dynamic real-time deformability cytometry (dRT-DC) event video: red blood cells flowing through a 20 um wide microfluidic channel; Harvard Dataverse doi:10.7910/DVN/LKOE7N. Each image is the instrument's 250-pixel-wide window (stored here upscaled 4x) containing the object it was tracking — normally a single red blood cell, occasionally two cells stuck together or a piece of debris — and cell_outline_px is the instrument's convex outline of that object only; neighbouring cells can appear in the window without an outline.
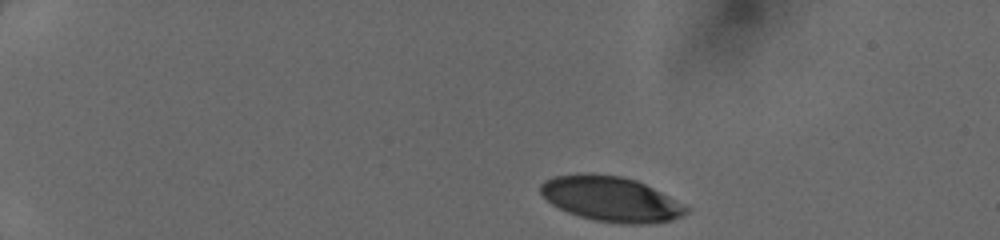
{"species": "human", "species_latin": "Homo sapiens", "temperature_condition": "cold", "stored_images_in_passage": 36, "camera_frame_rate_fps": 3000, "um_per_image_px": 0.085, "donor": {"sex": "female"}, "frame": {"image": 1, "passage_image": 1, "time_ms": 0.0, "image_size_px": [1000, 240], "cell_outline_px": [[692, 208], [688, 212], [672, 220], [644, 224], [620, 224], [592, 220], [568, 212], [552, 204], [540, 192], [540, 184], [544, 180], [552, 176], [588, 172], [592, 172], [620, 176], [636, 180]], "centroid_in_image_um": [51.91, 16.9], "position_along_channel_um": 33.1, "area_um2": 38.32}}
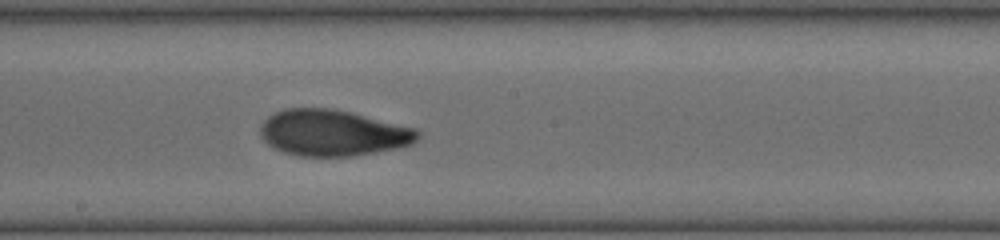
{"frame": {"image": 2, "passage_image": 21, "time_ms": 6.667, "image_size_px": [1000, 240], "cell_outline_px": [[420, 136], [412, 144], [400, 148], [352, 156], [296, 156], [272, 148], [260, 136], [260, 128], [264, 120], [272, 112], [284, 108], [332, 108], [352, 112], [416, 128], [420, 132]], "centroid_in_image_um": [28.28, 11.29], "position_along_channel_um": 219.9, "area_um2": 42.83}}
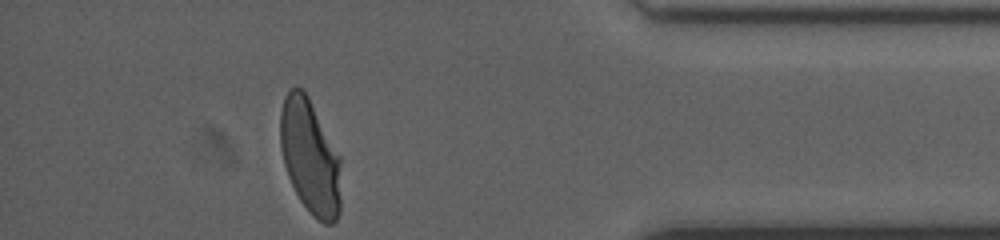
{"frame": {"image": 3, "passage_image": 36, "time_ms": 11.667, "image_size_px": [1000, 240], "cell_outline_px": [[340, 212], [336, 220], [332, 224], [324, 224], [312, 216], [300, 200], [288, 176], [284, 164], [280, 148], [280, 112], [284, 96], [292, 88], [304, 88], [340, 156]], "centroid_in_image_um": [26.35, 13.33], "position_along_channel_um": 408.8, "area_um2": 40.75}}